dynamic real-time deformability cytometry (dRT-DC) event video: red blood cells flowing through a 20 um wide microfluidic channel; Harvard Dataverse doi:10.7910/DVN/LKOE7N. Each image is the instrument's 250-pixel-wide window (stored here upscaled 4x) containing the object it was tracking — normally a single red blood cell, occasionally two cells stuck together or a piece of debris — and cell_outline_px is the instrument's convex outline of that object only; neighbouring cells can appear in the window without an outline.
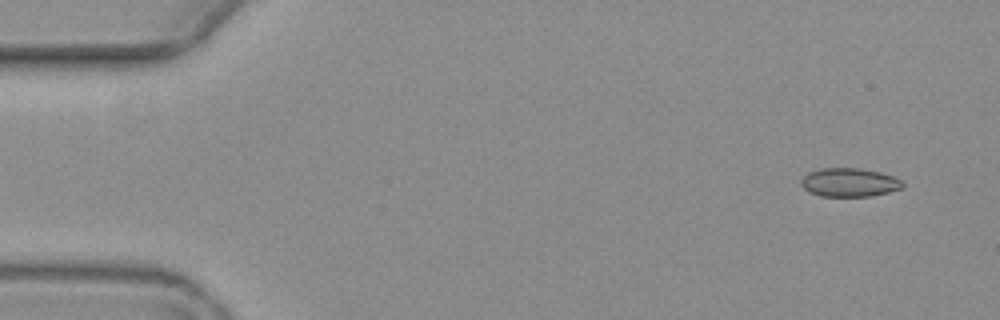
{"species": "common noctule bat (a hibernating species)", "species_latin": "Nyctalus noctula", "temperature_condition": "warm", "stored_images_in_passage": 6, "camera_frame_rate_fps": 3000, "um_per_image_px": 0.085, "animal": {"sex": "female", "body_mass_g": 19.3, "forearm_length_mm": 54.1}, "frame": {"image": 1, "passage_image": 2, "time_ms": 1.0, "image_size_px": [1000, 320], "cell_outline_px": [[904, 188], [872, 196], [820, 196], [808, 192], [800, 184], [800, 180], [808, 172], [820, 168], [860, 168], [880, 172], [904, 180]], "centroid_in_image_um": [72.2, 15.5], "position_along_channel_um": 12.8, "area_um2": 17.17}}
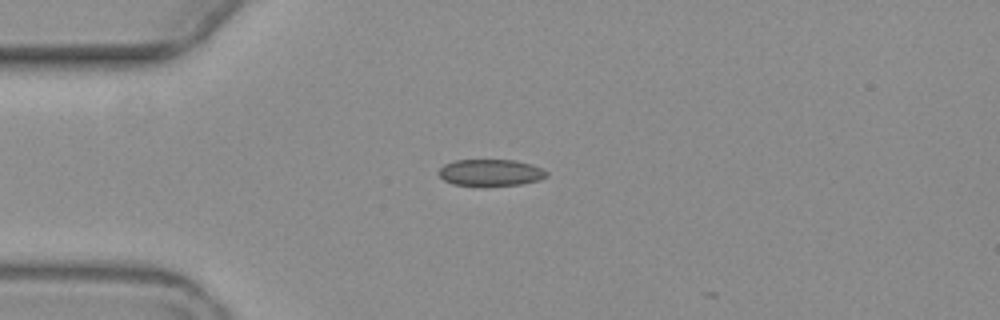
{"frame": {"image": 2, "passage_image": 5, "time_ms": 4.667, "image_size_px": [1000, 320], "cell_outline_px": [[548, 176], [540, 180], [520, 184], [484, 188], [452, 184], [444, 180], [436, 172], [444, 164], [456, 160], [516, 160], [532, 164], [548, 172]], "centroid_in_image_um": [41.68, 14.7], "position_along_channel_um": 43.3, "area_um2": 17.4}}